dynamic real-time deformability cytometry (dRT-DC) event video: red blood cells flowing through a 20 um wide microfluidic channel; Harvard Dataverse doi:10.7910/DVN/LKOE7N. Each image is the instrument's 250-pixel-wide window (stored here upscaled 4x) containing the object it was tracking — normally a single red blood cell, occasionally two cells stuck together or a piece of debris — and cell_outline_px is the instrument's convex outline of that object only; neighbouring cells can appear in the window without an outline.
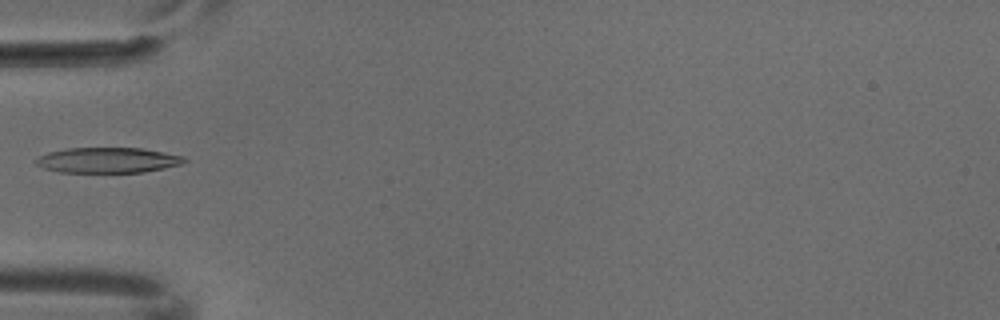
{"species": "common noctule bat (a hibernating species)", "species_latin": "Nyctalus noctula", "temperature_condition": "cold", "stored_images_in_passage": 5, "camera_frame_rate_fps": 3000, "um_per_image_px": 0.085, "animal": {"sex": "male", "body_mass_g": 18.8}, "frame": {"image": 1, "passage_image": 5, "time_ms": 1.333, "image_size_px": [1000, 320], "cell_outline_px": [[188, 160], [180, 164], [164, 168], [144, 172], [60, 172], [44, 168], [36, 164], [32, 160], [48, 152], [68, 148], [140, 148], [184, 156]], "centroid_in_image_um": [9.14, 13.61], "position_along_channel_um": 75.9, "area_um2": 21.85}}